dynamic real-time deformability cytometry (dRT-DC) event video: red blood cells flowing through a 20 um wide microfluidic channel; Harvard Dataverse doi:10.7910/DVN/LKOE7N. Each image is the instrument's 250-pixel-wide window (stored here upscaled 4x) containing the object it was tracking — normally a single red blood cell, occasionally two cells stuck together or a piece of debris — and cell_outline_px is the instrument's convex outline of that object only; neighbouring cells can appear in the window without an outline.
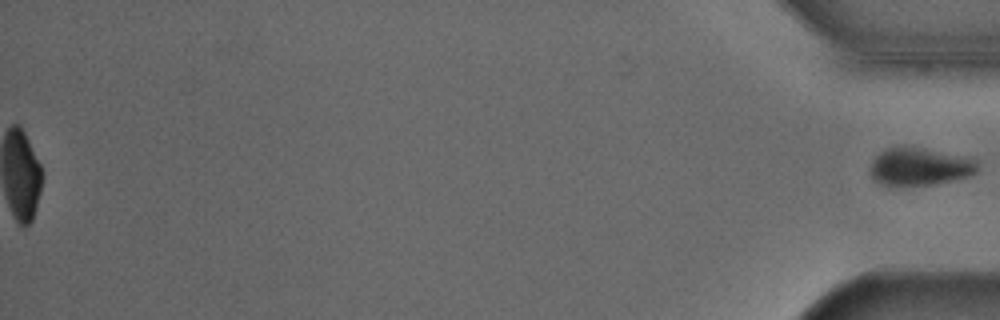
{"species": "Egyptian fruit bat (a non-hibernating species)", "species_latin": "Rousettus aegyptiacus", "temperature_condition": "cold", "stored_images_in_passage": 43, "segment_of_instrument_passage": [2, 2], "camera_frame_rate_fps": 3000, "um_per_image_px": 0.085, "animal": {"sex": "male"}, "frame": {"image": 1, "passage_image": 43, "time_ms": 14.0, "image_size_px": [1000, 320], "cell_outline_px": [[980, 168], [972, 176], [932, 184], [904, 188], [888, 188], [872, 180], [868, 168], [872, 160], [880, 152], [888, 148], [924, 148], [964, 156], [980, 160]], "centroid_in_image_um": [78.15, 14.23], "position_along_channel_um": 357.0, "area_um2": 24.51}}